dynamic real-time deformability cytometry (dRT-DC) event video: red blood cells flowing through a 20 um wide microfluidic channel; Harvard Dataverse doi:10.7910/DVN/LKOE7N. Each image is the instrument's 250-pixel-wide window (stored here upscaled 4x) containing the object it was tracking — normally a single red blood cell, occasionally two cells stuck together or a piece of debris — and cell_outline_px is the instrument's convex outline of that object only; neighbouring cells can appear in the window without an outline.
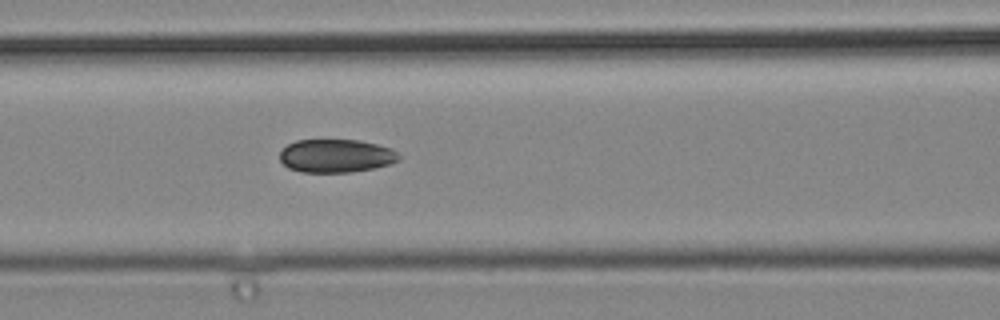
{"species": "common noctule bat (a hibernating species)", "species_latin": "Nyctalus noctula", "temperature_condition": "cold", "stored_images_in_passage": 4, "camera_frame_rate_fps": 3000, "um_per_image_px": 0.085, "animal": {"sex": "male", "body_mass_g": 19.2, "forearm_length_mm": 51.8}, "frame": {"image": 1, "passage_image": 4, "time_ms": 1.0, "image_size_px": [1000, 320], "cell_outline_px": [[400, 160], [388, 164], [372, 168], [352, 172], [300, 172], [288, 168], [280, 160], [280, 152], [288, 144], [296, 140], [360, 140], [392, 148], [400, 156]], "centroid_in_image_um": [28.55, 13.24], "position_along_channel_um": 138.0, "area_um2": 23.06}}